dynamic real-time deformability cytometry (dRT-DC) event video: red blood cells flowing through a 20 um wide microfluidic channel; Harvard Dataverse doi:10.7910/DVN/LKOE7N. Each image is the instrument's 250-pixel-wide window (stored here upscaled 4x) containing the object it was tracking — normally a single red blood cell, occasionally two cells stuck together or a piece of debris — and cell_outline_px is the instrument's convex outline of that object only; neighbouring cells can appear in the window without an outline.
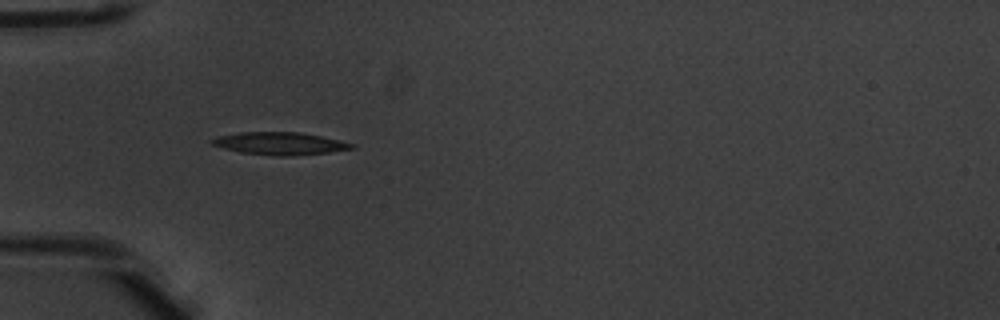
{"species": "common noctule bat (a hibernating species)", "species_latin": "Nyctalus noctula", "temperature_condition": "warm", "stored_images_in_passage": 8, "camera_frame_rate_fps": 3000, "um_per_image_px": 0.085, "animal": {"sex": "male", "body_mass_g": 20.1, "forearm_length_mm": 53.5}, "frame": {"image": 1, "passage_image": 6, "time_ms": 1.667, "image_size_px": [1000, 320], "cell_outline_px": [[356, 148], [328, 152], [292, 156], [276, 156], [240, 152], [224, 148], [212, 144], [208, 140], [216, 136], [240, 132], [300, 132], [320, 136], [356, 144]], "centroid_in_image_um": [23.77, 12.19], "position_along_channel_um": 61.2, "area_um2": 18.38}}